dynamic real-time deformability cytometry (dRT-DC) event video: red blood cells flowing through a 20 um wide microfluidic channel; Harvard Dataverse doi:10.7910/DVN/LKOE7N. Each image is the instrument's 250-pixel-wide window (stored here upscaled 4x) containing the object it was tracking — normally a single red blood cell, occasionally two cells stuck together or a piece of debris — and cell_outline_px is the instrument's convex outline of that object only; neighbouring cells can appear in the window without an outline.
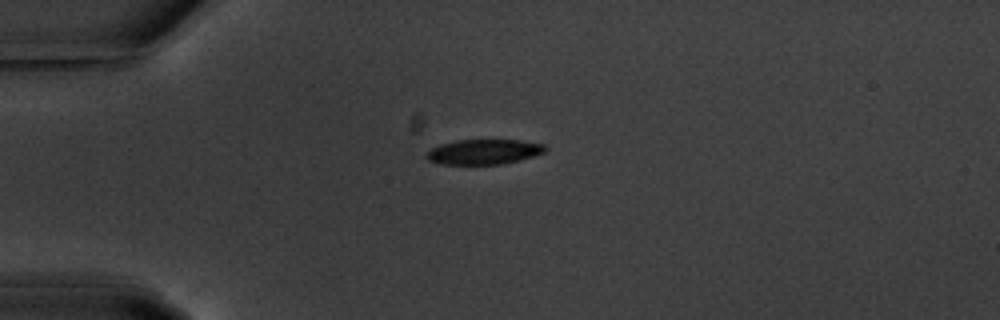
{"species": "common noctule bat (a hibernating species)", "species_latin": "Nyctalus noctula", "temperature_condition": "warm", "stored_images_in_passage": 5, "camera_frame_rate_fps": 3000, "um_per_image_px": 0.085, "animal": {"sex": "male", "body_mass_g": 20.1, "forearm_length_mm": 53.5}, "frame": {"image": 1, "passage_image": 1, "time_ms": 0.0, "image_size_px": [1000, 320], "cell_outline_px": [[548, 148], [544, 152], [532, 156], [500, 164], [440, 164], [428, 160], [424, 156], [432, 148], [440, 144], [456, 140], [524, 140], [544, 144]], "centroid_in_image_um": [41.11, 12.89], "position_along_channel_um": 43.9, "area_um2": 17.22}}
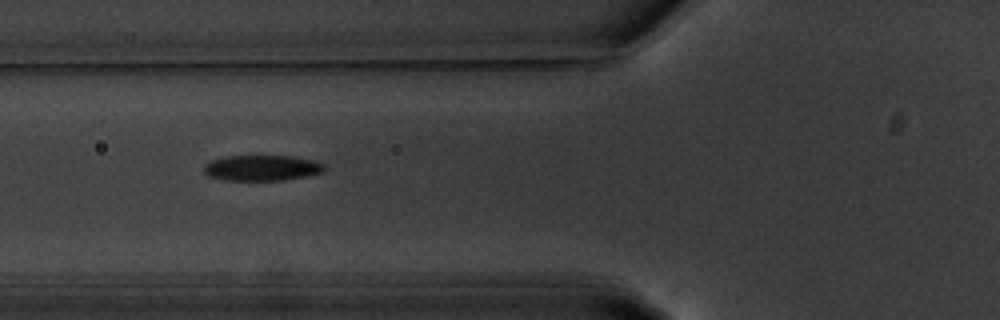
{"frame": {"image": 2, "passage_image": 3, "time_ms": 2.333, "image_size_px": [1000, 320], "cell_outline_px": [[324, 172], [308, 176], [280, 180], [224, 180], [208, 176], [204, 172], [204, 164], [212, 160], [228, 156], [292, 156], [316, 160], [324, 164]], "centroid_in_image_um": [22.28, 14.27], "position_along_channel_um": 103.5, "area_um2": 18.03}}